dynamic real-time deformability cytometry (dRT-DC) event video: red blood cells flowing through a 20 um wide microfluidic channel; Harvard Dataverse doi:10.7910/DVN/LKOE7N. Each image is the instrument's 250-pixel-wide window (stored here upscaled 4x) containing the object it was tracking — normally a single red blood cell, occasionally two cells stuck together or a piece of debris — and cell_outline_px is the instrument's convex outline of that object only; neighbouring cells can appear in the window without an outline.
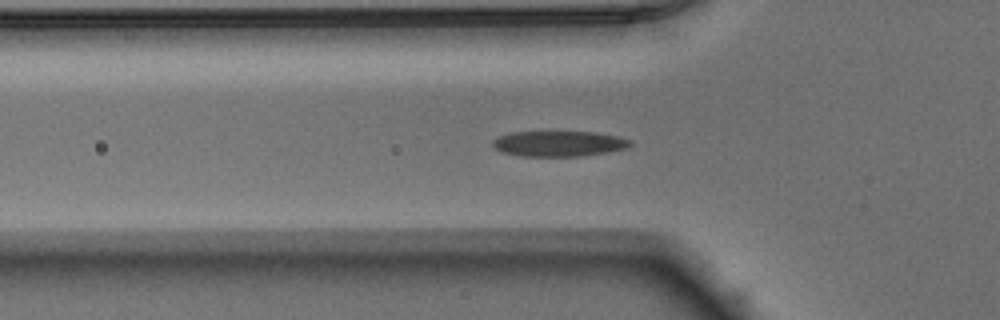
{"species": "Egyptian fruit bat (a non-hibernating species)", "species_latin": "Rousettus aegyptiacus", "temperature_condition": "warm", "stored_images_in_passage": 37, "camera_frame_rate_fps": 3000, "um_per_image_px": 0.085, "animal": {"sex": "male"}, "frame": {"image": 1, "passage_image": 2, "time_ms": 0.333, "image_size_px": [1000, 320], "cell_outline_px": [[632, 144], [628, 148], [580, 156], [520, 156], [504, 152], [496, 148], [492, 144], [492, 140], [500, 136], [512, 132], [596, 132], [616, 136], [632, 140]], "centroid_in_image_um": [47.52, 12.21], "position_along_channel_um": 78.3, "area_um2": 20.23}}
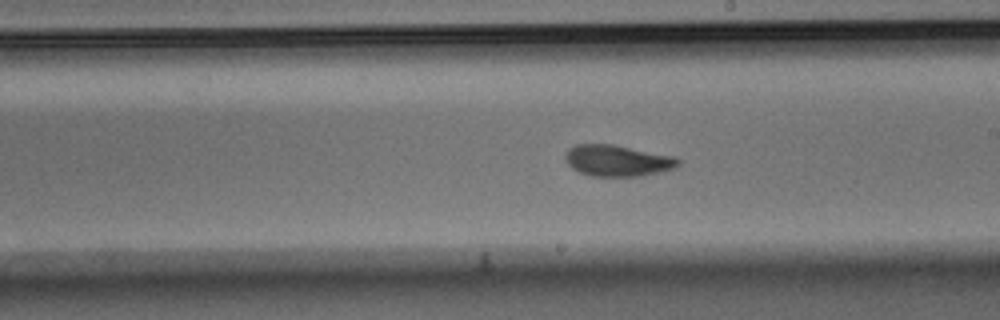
{"frame": {"image": 2, "passage_image": 14, "time_ms": 4.333, "image_size_px": [1000, 320], "cell_outline_px": [[680, 164], [676, 168], [660, 172], [640, 176], [592, 176], [580, 172], [572, 168], [568, 164], [564, 156], [568, 148], [576, 144], [612, 144], [676, 156], [680, 160]], "centroid_in_image_um": [52.51, 13.65], "position_along_channel_um": 236.5, "area_um2": 20.75}}
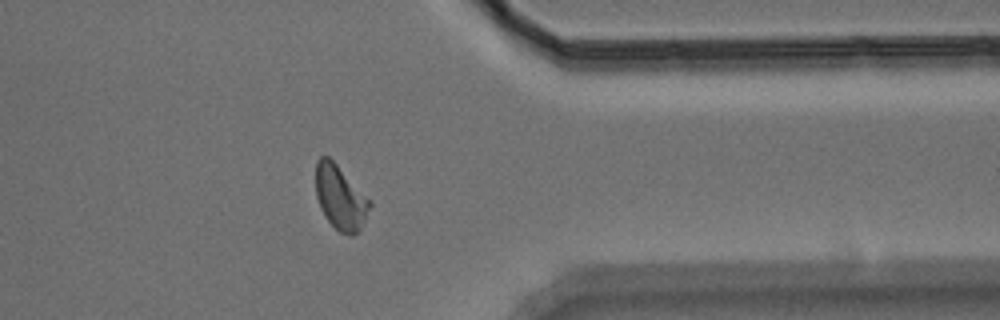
{"frame": {"image": 3, "passage_image": 26, "time_ms": 8.333, "image_size_px": [1000, 320], "cell_outline_px": [[372, 204], [360, 228], [352, 236], [348, 236], [340, 232], [328, 220], [320, 208], [316, 196], [316, 160], [320, 156], [328, 156], [372, 200]], "centroid_in_image_um": [28.93, 16.78], "position_along_channel_um": 382.5, "area_um2": 20.11}, "authors_computed_cell_mechanics": {"area_um2": 20.0566, "velocity_mm_per_s": 3.9304, "shape_relaxation_time_tau1_ms": 2.9738, "shape_relaxation_time_tau2_ms": 1.8408, "deformation_change_tau1": 0.1461, "deformation_change_tau2": 0.0664}}